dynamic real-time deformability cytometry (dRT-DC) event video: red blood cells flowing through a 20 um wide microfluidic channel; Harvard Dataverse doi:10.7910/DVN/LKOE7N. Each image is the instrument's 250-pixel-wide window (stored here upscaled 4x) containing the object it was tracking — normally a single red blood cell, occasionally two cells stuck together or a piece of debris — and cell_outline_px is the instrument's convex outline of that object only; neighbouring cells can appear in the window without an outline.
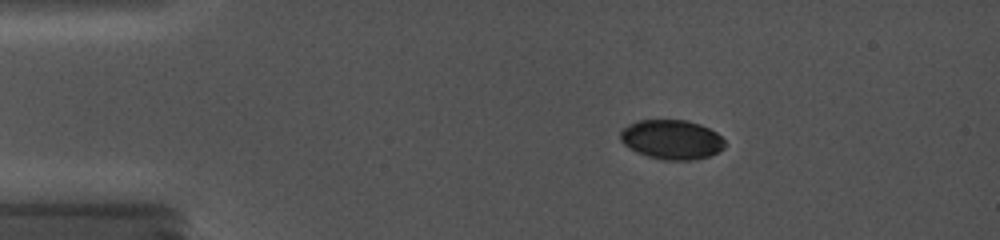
{"species": "common noctule bat (a hibernating species)", "species_latin": "Nyctalus noctula", "temperature_condition": "cold", "stored_images_in_passage": 36, "camera_frame_rate_fps": 5000, "um_per_image_px": 0.085, "animal": {"sex": "female", "body_mass_g": 19.0, "forearm_length_mm": 56.7}, "frame": {"image": 1, "passage_image": 7, "time_ms": 2.8, "image_size_px": [1000, 240], "cell_outline_px": [[724, 148], [708, 156], [692, 160], [664, 160], [648, 156], [636, 152], [624, 144], [620, 140], [620, 132], [628, 124], [636, 120], [684, 120], [700, 124], [716, 132], [724, 140]], "centroid_in_image_um": [57.06, 11.85], "position_along_channel_um": 27.9, "area_um2": 23.93}}
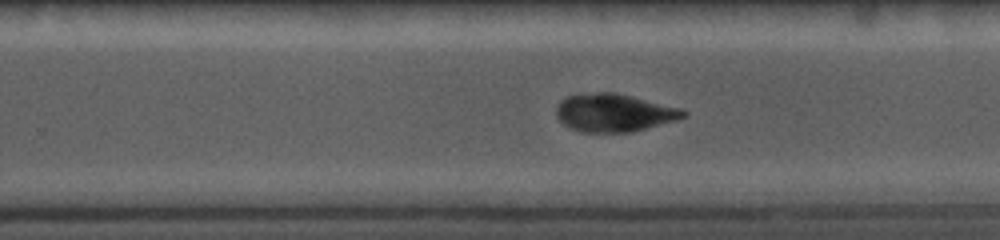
{"frame": {"image": 2, "passage_image": 23, "time_ms": 11.0, "image_size_px": [1000, 240], "cell_outline_px": [[688, 116], [676, 120], [632, 132], [580, 132], [568, 128], [556, 116], [556, 108], [560, 100], [564, 96], [576, 92], [616, 92], [680, 108], [688, 112]], "centroid_in_image_um": [52.14, 9.56], "position_along_channel_um": 277.7, "area_um2": 28.55}}
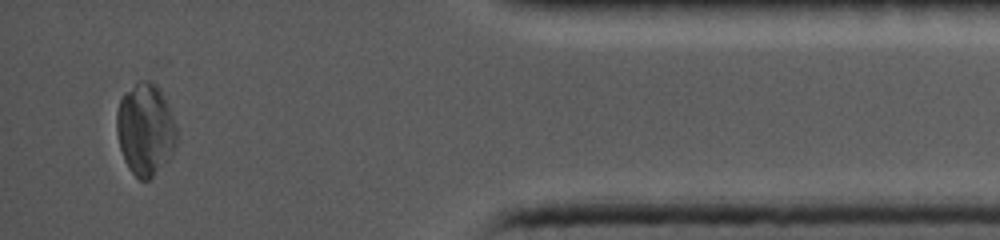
{"frame": {"image": 3, "passage_image": 34, "time_ms": 15.6, "image_size_px": [1000, 240], "cell_outline_px": [[176, 144], [168, 160], [148, 180], [140, 180], [128, 168], [124, 160], [120, 148], [116, 132], [116, 112], [120, 100], [124, 92], [136, 80], [148, 80], [156, 84], [160, 88], [168, 104], [176, 128]], "centroid_in_image_um": [12.33, 10.95], "position_along_channel_um": 422.9, "area_um2": 32.37}}